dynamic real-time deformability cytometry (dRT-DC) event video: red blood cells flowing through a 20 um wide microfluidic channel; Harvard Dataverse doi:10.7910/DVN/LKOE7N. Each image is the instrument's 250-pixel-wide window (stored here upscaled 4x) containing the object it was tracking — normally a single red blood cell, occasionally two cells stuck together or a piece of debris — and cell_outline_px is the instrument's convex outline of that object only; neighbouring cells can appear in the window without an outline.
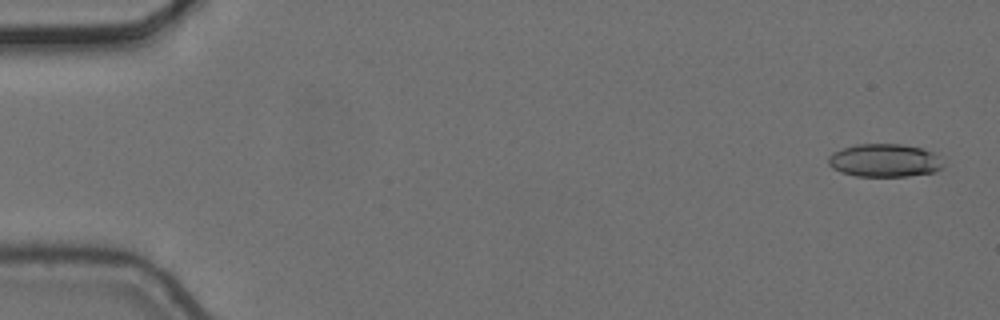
{"species": "common noctule bat (a hibernating species)", "species_latin": "Nyctalus noctula", "temperature_condition": "cold", "stored_images_in_passage": 4, "camera_frame_rate_fps": 3000, "um_per_image_px": 0.085, "animal": {"sex": "female", "body_mass_g": 24.6, "forearm_length_mm": 56.2}, "frame": {"image": 1, "passage_image": 1, "time_ms": 0.0, "image_size_px": [1000, 320], "cell_outline_px": [[944, 168], [936, 172], [908, 176], [856, 176], [840, 172], [832, 168], [828, 164], [828, 156], [832, 152], [856, 144], [900, 144], [920, 148], [932, 152], [944, 164]], "centroid_in_image_um": [75.17, 13.65], "position_along_channel_um": 9.8, "area_um2": 22.2}}
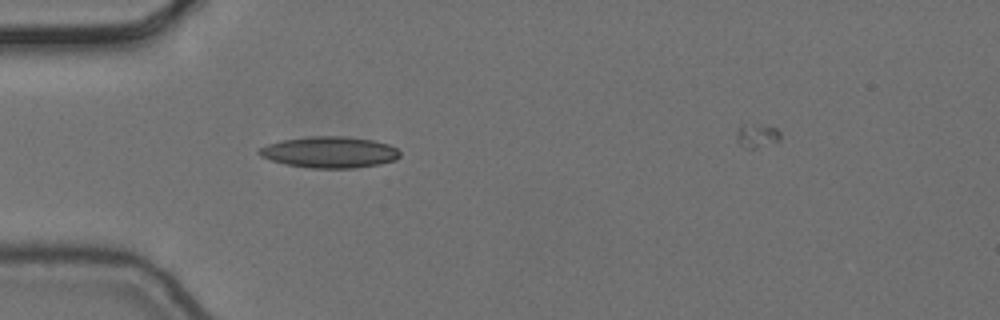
{"frame": {"image": 2, "passage_image": 4, "time_ms": 1.0, "image_size_px": [1000, 320], "cell_outline_px": [[400, 156], [396, 160], [380, 164], [352, 168], [312, 168], [288, 164], [272, 160], [260, 156], [256, 152], [260, 148], [268, 144], [280, 140], [312, 136], [344, 136], [372, 140], [388, 144], [396, 148], [400, 152]], "centroid_in_image_um": [28.02, 12.93], "position_along_channel_um": 57.0, "area_um2": 25.55}}